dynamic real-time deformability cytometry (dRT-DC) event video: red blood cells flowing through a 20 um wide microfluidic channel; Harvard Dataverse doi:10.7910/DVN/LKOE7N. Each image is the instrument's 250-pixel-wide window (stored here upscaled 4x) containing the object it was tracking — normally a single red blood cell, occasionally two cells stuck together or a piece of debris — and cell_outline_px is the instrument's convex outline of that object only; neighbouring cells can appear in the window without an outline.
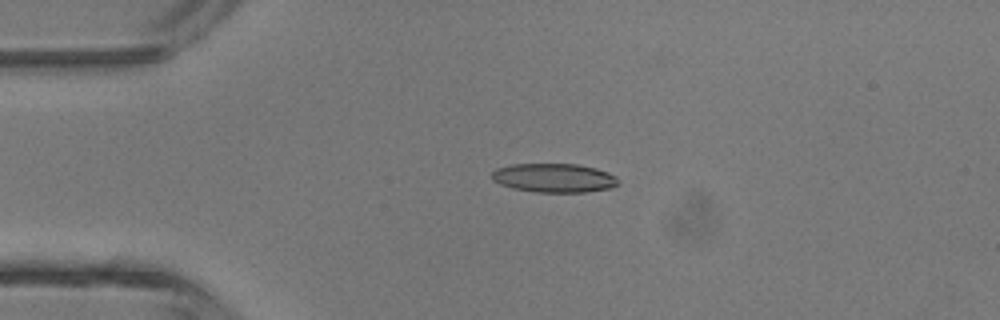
{"species": "common noctule bat (a hibernating species)", "species_latin": "Nyctalus noctula", "temperature_condition": "room temperature", "stored_images_in_passage": 3, "camera_frame_rate_fps": 3000, "um_per_image_px": 0.085, "animal": {"sex": "male", "body_mass_g": 13.3}, "frame": {"image": 1, "passage_image": 2, "time_ms": 1.333, "image_size_px": [1000, 320], "cell_outline_px": [[620, 184], [612, 188], [588, 192], [536, 192], [512, 188], [500, 184], [492, 180], [492, 172], [496, 168], [512, 164], [580, 164], [596, 168], [608, 172], [616, 176], [620, 180]], "centroid_in_image_um": [47.14, 15.12], "position_along_channel_um": 37.9, "area_um2": 21.62}}